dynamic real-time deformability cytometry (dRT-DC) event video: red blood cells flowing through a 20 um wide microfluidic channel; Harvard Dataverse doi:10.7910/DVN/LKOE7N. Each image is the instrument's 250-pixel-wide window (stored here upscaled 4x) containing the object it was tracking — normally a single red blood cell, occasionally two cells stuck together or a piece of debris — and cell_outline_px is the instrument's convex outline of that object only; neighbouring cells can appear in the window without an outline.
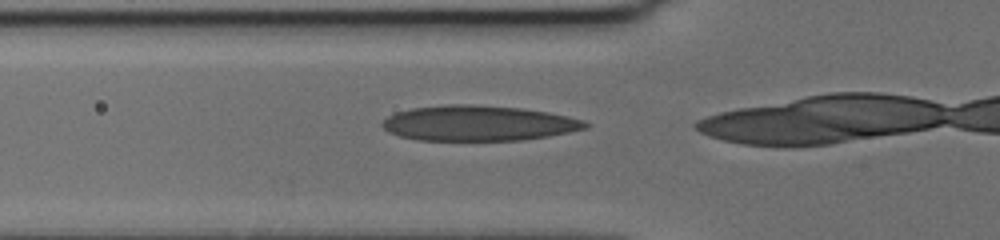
{"species": "human", "species_latin": "Homo sapiens", "temperature_condition": "cold", "stored_images_in_passage": 19, "camera_frame_rate_fps": 3000, "um_per_image_px": 0.085, "donor": {"sex": "female"}, "frame": {"image": 1, "passage_image": 14, "time_ms": 4.333, "image_size_px": [1000, 240], "cell_outline_px": [[592, 124], [588, 128], [548, 136], [524, 140], [416, 140], [400, 136], [388, 132], [380, 124], [388, 116], [396, 112], [412, 108], [448, 104], [472, 104], [520, 108], [548, 112], [568, 116], [584, 120]], "centroid_in_image_um": [40.68, 10.47], "position_along_channel_um": 85.1, "area_um2": 41.91}}
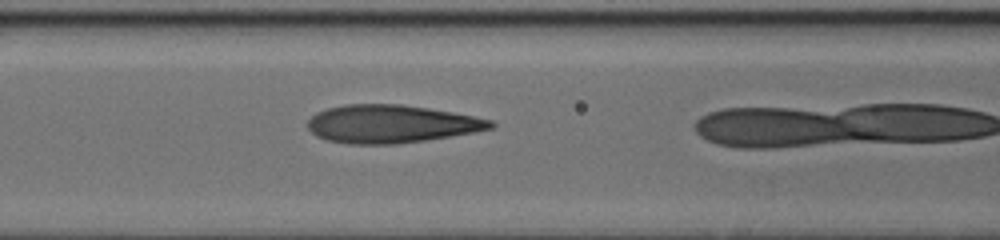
{"frame": {"image": 2, "passage_image": 18, "time_ms": 5.667, "image_size_px": [1000, 240], "cell_outline_px": [[496, 124], [492, 128], [472, 132], [424, 140], [396, 144], [348, 144], [328, 140], [316, 136], [308, 128], [308, 120], [316, 112], [328, 108], [348, 104], [400, 104], [428, 108], [452, 112], [492, 120]], "centroid_in_image_um": [33.21, 10.53], "position_along_channel_um": 133.4, "area_um2": 40.17}}